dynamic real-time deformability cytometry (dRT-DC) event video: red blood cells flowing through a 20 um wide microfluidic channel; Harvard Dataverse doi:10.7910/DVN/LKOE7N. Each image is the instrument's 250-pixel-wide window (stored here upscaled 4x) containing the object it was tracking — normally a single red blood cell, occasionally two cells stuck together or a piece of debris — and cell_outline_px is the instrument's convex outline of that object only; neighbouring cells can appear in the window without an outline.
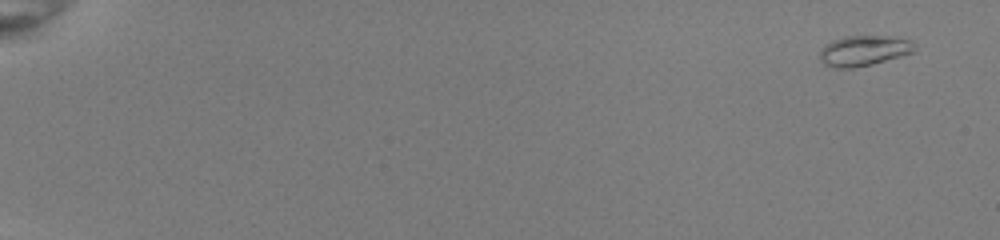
{"species": "common noctule bat (a hibernating species)", "species_latin": "Nyctalus noctula", "temperature_condition": "room temperature", "stored_images_in_passage": 48, "camera_frame_rate_fps": 3000, "um_per_image_px": 0.085, "animal": {"sex": "female", "body_mass_g": 22.0, "forearm_length_mm": 56.7}, "frame": {"image": 1, "passage_image": 1, "time_ms": 0.0, "image_size_px": [1000, 240], "cell_outline_px": [[916, 48], [912, 52], [900, 56], [872, 64], [852, 68], [836, 68], [824, 64], [820, 60], [820, 52], [824, 44], [832, 40], [844, 36], [896, 36], [912, 40], [916, 44]], "centroid_in_image_um": [73.43, 4.29], "position_along_channel_um": 11.6, "area_um2": 16.94}}
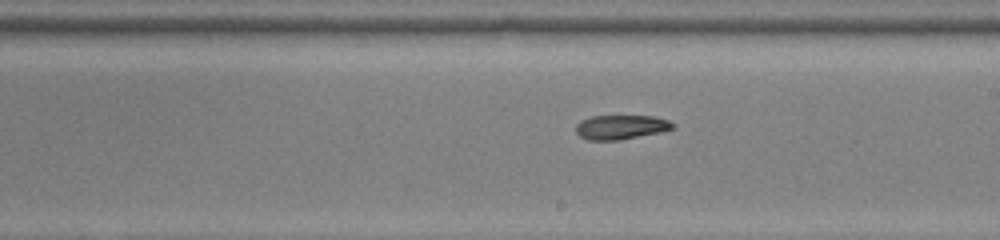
{"frame": {"image": 2, "passage_image": 32, "time_ms": 10.333, "image_size_px": [1000, 240], "cell_outline_px": [[676, 128], [660, 132], [620, 140], [588, 140], [580, 136], [576, 132], [576, 124], [580, 120], [592, 116], [656, 116], [668, 120], [676, 124]], "centroid_in_image_um": [52.8, 10.8], "position_along_channel_um": 236.2, "area_um2": 13.87}}
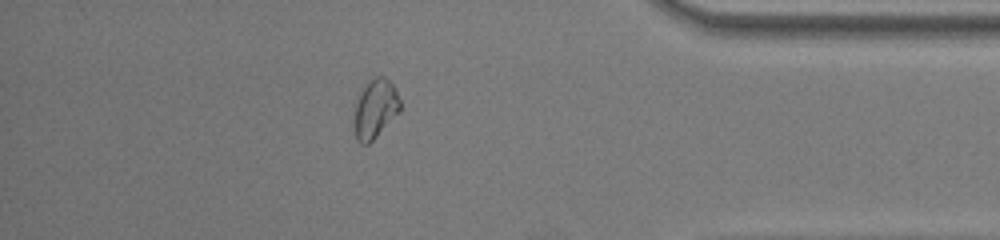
{"frame": {"image": 3, "passage_image": 46, "time_ms": 15.0, "image_size_px": [1000, 240], "cell_outline_px": [[400, 112], [368, 144], [360, 144], [356, 140], [352, 120], [360, 88], [368, 80], [376, 76], [384, 76], [392, 84], [400, 100]], "centroid_in_image_um": [31.85, 9.24], "position_along_channel_um": 403.4, "area_um2": 16.07}}